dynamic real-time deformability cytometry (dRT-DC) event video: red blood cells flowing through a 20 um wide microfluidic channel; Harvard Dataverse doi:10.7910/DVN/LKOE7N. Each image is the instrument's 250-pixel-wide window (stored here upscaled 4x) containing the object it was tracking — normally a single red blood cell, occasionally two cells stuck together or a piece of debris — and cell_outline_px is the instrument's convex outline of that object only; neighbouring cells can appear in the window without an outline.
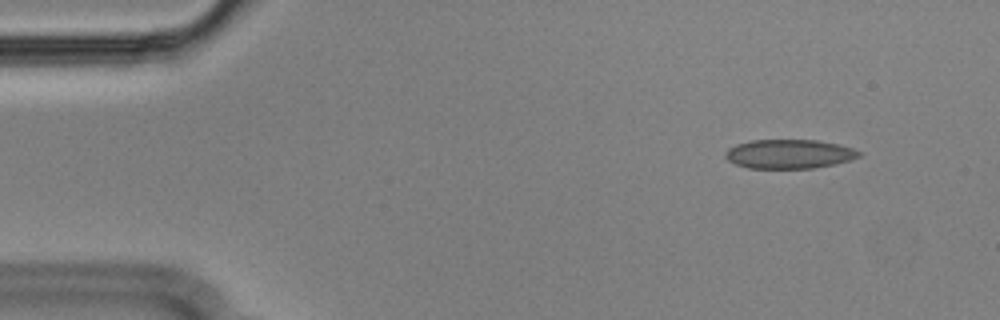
{"species": "Egyptian fruit bat (a non-hibernating species)", "species_latin": "Rousettus aegyptiacus", "temperature_condition": "cold", "stored_images_in_passage": 51, "camera_frame_rate_fps": 3000, "um_per_image_px": 0.085, "animal": {"sex": "male"}, "frame": {"image": 1, "passage_image": 1, "time_ms": 0.0, "image_size_px": [1000, 320], "cell_outline_px": [[860, 156], [852, 160], [812, 168], [748, 168], [736, 164], [728, 160], [724, 156], [724, 152], [728, 148], [736, 144], [752, 140], [816, 140], [836, 144], [852, 148], [860, 152]], "centroid_in_image_um": [67.04, 13.09], "position_along_channel_um": 18.0, "area_um2": 22.54}}
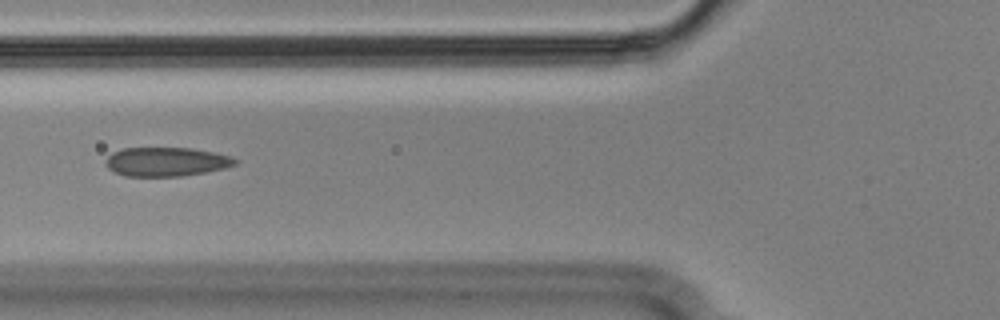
{"frame": {"image": 2, "passage_image": 16, "time_ms": 5.0, "image_size_px": [1000, 320], "cell_outline_px": [[240, 160], [236, 164], [224, 168], [204, 172], [180, 176], [124, 176], [108, 168], [104, 164], [108, 156], [112, 152], [124, 148], [192, 148], [232, 156]], "centroid_in_image_um": [14.14, 13.74], "position_along_channel_um": 111.7, "area_um2": 21.85}}
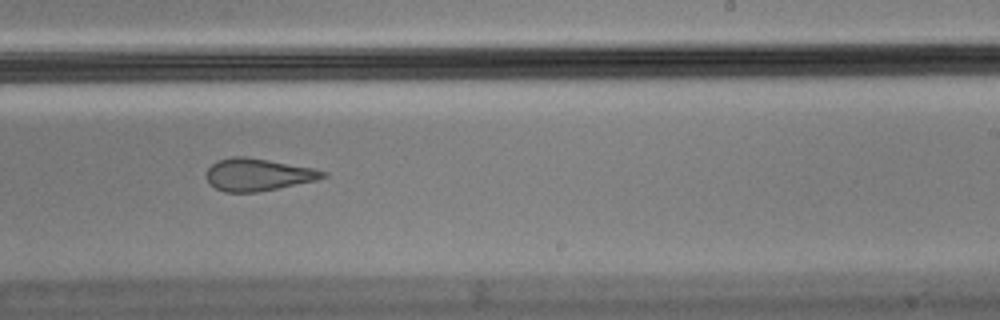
{"frame": {"image": 3, "passage_image": 29, "time_ms": 9.333, "image_size_px": [1000, 320], "cell_outline_px": [[328, 176], [316, 180], [256, 192], [224, 192], [216, 188], [208, 180], [208, 168], [216, 160], [232, 156], [248, 156], [316, 168], [328, 172]], "centroid_in_image_um": [21.97, 14.82], "position_along_channel_um": 267.0, "area_um2": 21.96}, "authors_computed_cell_mechanics": {"area_um2": 22.7732, "velocity_mm_per_s": 3.5812, "shape_relaxation_time_tau1_ms": null, "shape_relaxation_time_tau2_ms": 1.6686, "deformation_change_tau1": null, "deformation_change_tau2": 0.0773}}